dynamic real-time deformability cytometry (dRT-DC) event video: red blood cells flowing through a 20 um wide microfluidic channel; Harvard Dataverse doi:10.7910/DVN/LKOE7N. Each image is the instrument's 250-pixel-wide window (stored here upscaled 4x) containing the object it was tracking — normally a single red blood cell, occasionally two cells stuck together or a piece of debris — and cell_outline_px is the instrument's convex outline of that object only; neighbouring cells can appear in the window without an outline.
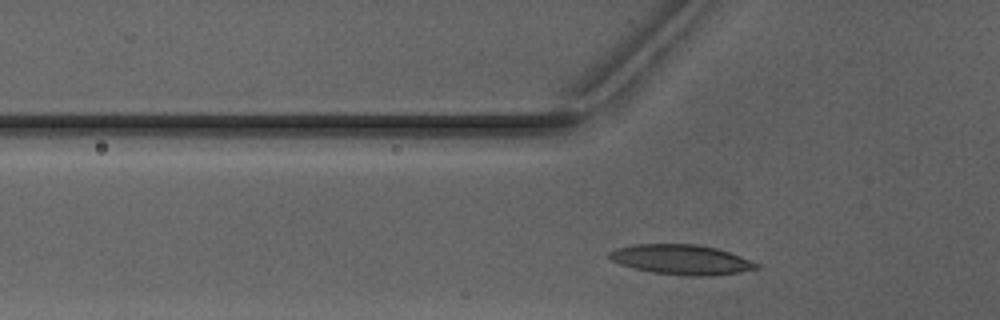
{"species": "Egyptian fruit bat (a non-hibernating species)", "species_latin": "Rousettus aegyptiacus", "temperature_condition": "warm", "stored_images_in_passage": 28, "camera_frame_rate_fps": 3000, "um_per_image_px": 0.085, "animal": {"sex": "male"}, "frame": {"image": 1, "passage_image": 4, "time_ms": 1.0, "image_size_px": [1000, 320], "cell_outline_px": [[760, 268], [712, 276], [684, 276], [652, 272], [620, 264], [612, 260], [608, 256], [608, 252], [616, 248], [632, 244], [700, 244], [716, 248], [740, 256], [760, 264]], "centroid_in_image_um": [57.9, 22.06], "position_along_channel_um": 67.9, "area_um2": 25.61}}
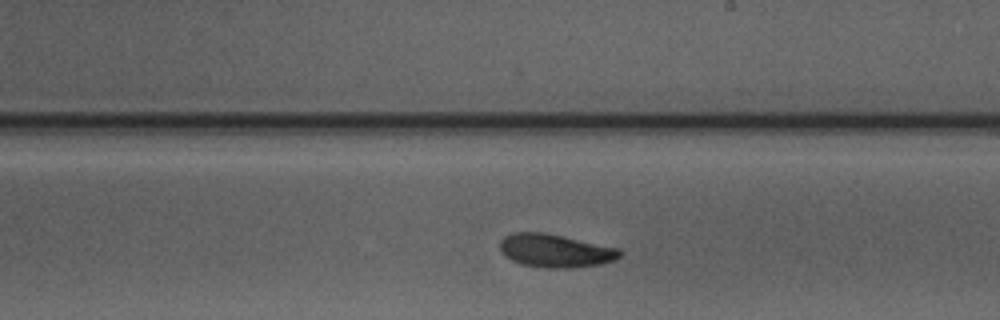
{"frame": {"image": 2, "passage_image": 17, "time_ms": 5.333, "image_size_px": [1000, 320], "cell_outline_px": [[624, 252], [616, 260], [600, 264], [568, 268], [548, 268], [520, 264], [504, 256], [500, 252], [500, 240], [504, 236], [512, 232], [544, 232], [564, 236], [620, 248]], "centroid_in_image_um": [47.2, 21.3], "position_along_channel_um": 241.8, "area_um2": 23.52}}
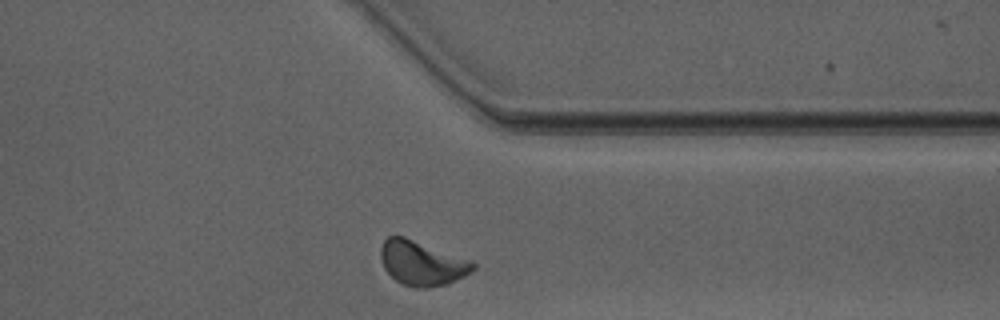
{"frame": {"image": 3, "passage_image": 27, "time_ms": 8.667, "image_size_px": [1000, 320], "cell_outline_px": [[476, 268], [464, 276], [448, 284], [428, 288], [416, 288], [400, 284], [384, 268], [380, 256], [380, 248], [384, 240], [388, 236], [404, 236], [472, 260], [476, 264]], "centroid_in_image_um": [35.87, 22.37], "position_along_channel_um": 375.5, "area_um2": 24.16}, "authors_computed_cell_mechanics": {"area_um2": 23.4379, "velocity_mm_per_s": 4.0577, "shape_relaxation_time_tau1_ms": 2.5739, "shape_relaxation_time_tau2_ms": 1.3393, "deformation_change_tau1": 0.1097, "deformation_change_tau2": 0.0597}}